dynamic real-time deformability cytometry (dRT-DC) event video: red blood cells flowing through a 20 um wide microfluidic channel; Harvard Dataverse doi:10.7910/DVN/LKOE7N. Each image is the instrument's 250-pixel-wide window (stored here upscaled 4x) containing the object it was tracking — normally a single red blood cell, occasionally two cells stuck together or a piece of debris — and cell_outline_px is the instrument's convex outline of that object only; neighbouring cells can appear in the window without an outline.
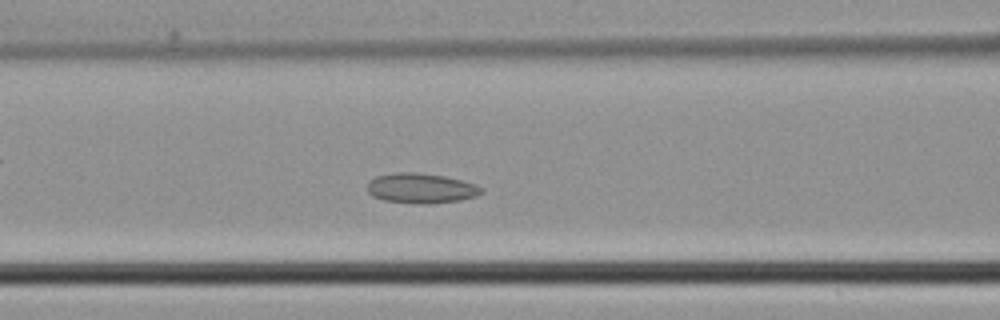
{"species": "common noctule bat (a hibernating species)", "species_latin": "Nyctalus noctula", "temperature_condition": "cold", "stored_images_in_passage": 34, "camera_frame_rate_fps": 3000, "um_per_image_px": 0.085, "animal": {"sex": "male", "body_mass_g": 21.5, "forearm_length_mm": 52.0}, "frame": {"image": 1, "passage_image": 7, "time_ms": 2.0, "image_size_px": [1000, 320], "cell_outline_px": [[484, 192], [476, 196], [460, 200], [428, 204], [420, 204], [384, 200], [372, 196], [368, 192], [368, 180], [376, 176], [396, 172], [416, 172], [444, 176], [476, 184], [484, 188]], "centroid_in_image_um": [35.79, 16.0], "position_along_channel_um": 130.8, "area_um2": 20.06}}
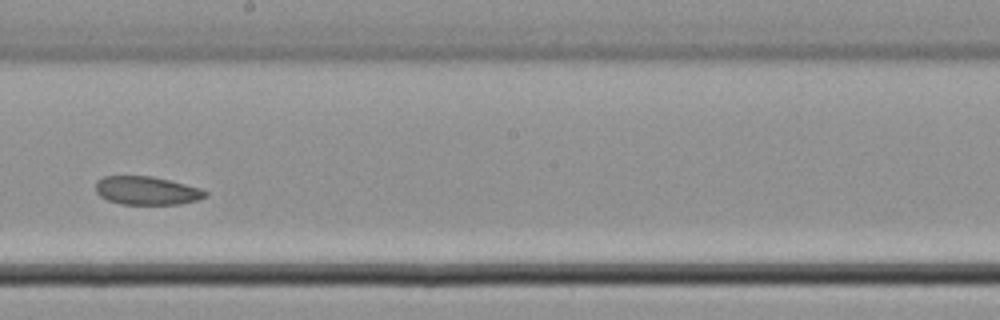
{"frame": {"image": 2, "passage_image": 14, "time_ms": 4.333, "image_size_px": [1000, 320], "cell_outline_px": [[208, 196], [196, 200], [180, 204], [120, 204], [108, 200], [100, 196], [96, 192], [96, 180], [104, 176], [152, 176], [200, 188], [208, 192]], "centroid_in_image_um": [12.46, 16.2], "position_along_channel_um": 235.7, "area_um2": 18.09}}
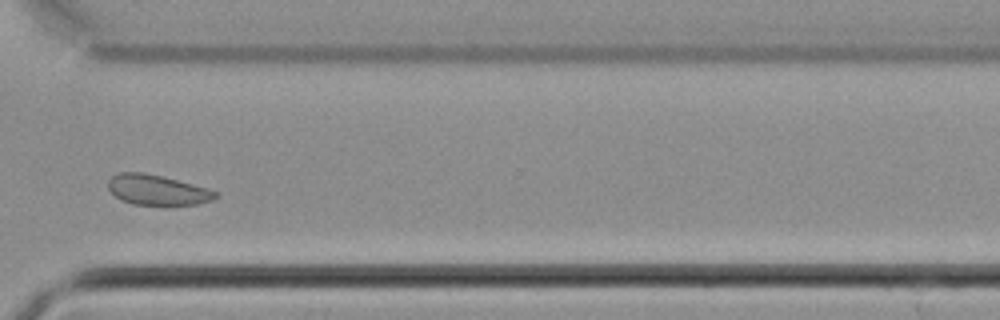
{"frame": {"image": 3, "passage_image": 22, "time_ms": 7.0, "image_size_px": [1000, 320], "cell_outline_px": [[220, 196], [212, 200], [196, 204], [168, 208], [164, 208], [132, 204], [120, 200], [108, 188], [108, 180], [112, 176], [120, 172], [144, 172], [208, 188], [220, 192]], "centroid_in_image_um": [13.41, 16.2], "position_along_channel_um": 357.2, "area_um2": 19.71}}